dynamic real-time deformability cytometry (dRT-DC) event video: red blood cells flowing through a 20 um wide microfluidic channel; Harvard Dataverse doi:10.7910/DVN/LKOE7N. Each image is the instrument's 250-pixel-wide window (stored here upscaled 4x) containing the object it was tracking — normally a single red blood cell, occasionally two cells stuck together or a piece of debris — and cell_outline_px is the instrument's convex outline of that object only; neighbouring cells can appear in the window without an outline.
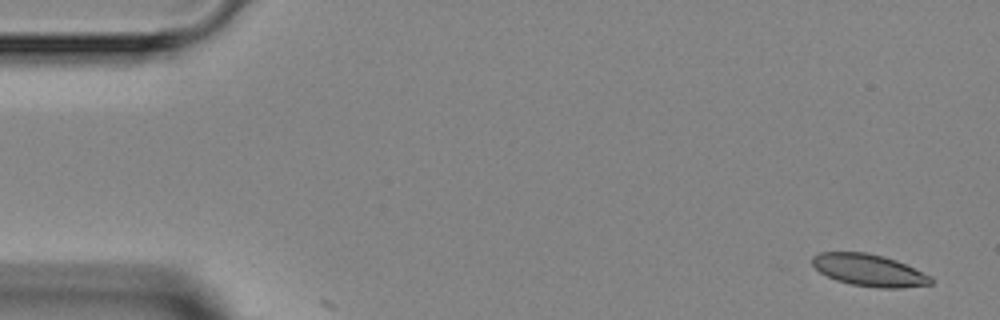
{"species": "Egyptian fruit bat (a non-hibernating species)", "species_latin": "Rousettus aegyptiacus", "temperature_condition": "room temperature", "stored_images_in_passage": 5, "camera_frame_rate_fps": 3000, "um_per_image_px": 0.085, "animal": {"sex": "female"}, "frame": {"image": 1, "passage_image": 1, "time_ms": 0.0, "image_size_px": [1000, 320], "cell_outline_px": [[932, 284], [900, 288], [880, 288], [852, 284], [836, 280], [820, 272], [812, 264], [812, 256], [820, 252], [868, 252], [884, 256], [896, 260], [932, 276]], "centroid_in_image_um": [73.88, 22.96], "position_along_channel_um": 11.1, "area_um2": 22.08}}
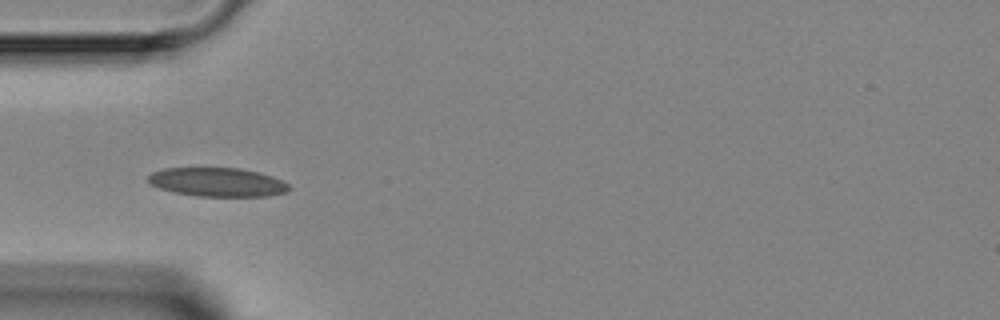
{"frame": {"image": 2, "passage_image": 4, "time_ms": 4.333, "image_size_px": [1000, 320], "cell_outline_px": [[292, 188], [288, 192], [268, 196], [196, 196], [176, 192], [160, 188], [148, 184], [148, 176], [152, 172], [164, 168], [240, 168], [272, 176], [288, 184]], "centroid_in_image_um": [18.48, 15.48], "position_along_channel_um": 66.5, "area_um2": 23.64}}
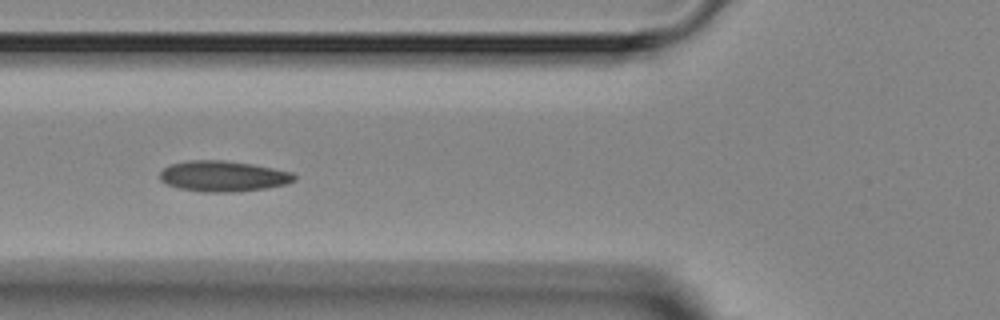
{"frame": {"image": 3, "passage_image": 5, "time_ms": 5.333, "image_size_px": [1000, 320], "cell_outline_px": [[296, 180], [288, 184], [268, 188], [232, 192], [204, 192], [180, 188], [168, 184], [160, 180], [160, 172], [164, 168], [172, 164], [188, 160], [224, 160], [252, 164], [292, 172], [296, 176]], "centroid_in_image_um": [19.0, 14.98], "position_along_channel_um": 106.8, "area_um2": 24.04}}